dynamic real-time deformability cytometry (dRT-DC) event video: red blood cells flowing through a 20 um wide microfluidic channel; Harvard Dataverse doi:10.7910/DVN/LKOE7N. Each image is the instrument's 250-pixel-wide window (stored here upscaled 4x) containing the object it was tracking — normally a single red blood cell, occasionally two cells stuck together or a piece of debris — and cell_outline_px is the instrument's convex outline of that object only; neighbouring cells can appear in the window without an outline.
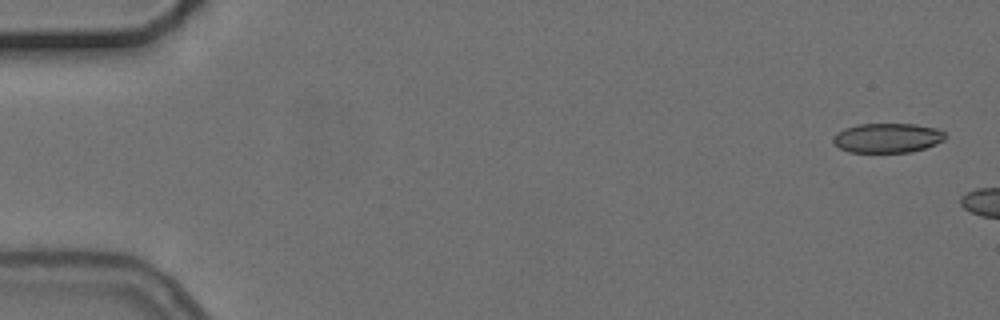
{"species": "common noctule bat (a hibernating species)", "species_latin": "Nyctalus noctula", "temperature_condition": "cold", "stored_images_in_passage": 2, "camera_frame_rate_fps": 3000, "um_per_image_px": 0.085, "animal": {"sex": "female", "body_mass_g": 24.6, "forearm_length_mm": 56.2}, "frame": {"image": 1, "passage_image": 1, "time_ms": 0.0, "image_size_px": [1000, 320], "cell_outline_px": [[948, 136], [944, 140], [936, 144], [912, 152], [848, 152], [840, 148], [832, 140], [832, 136], [836, 132], [844, 128], [856, 124], [916, 124], [936, 128], [944, 132]], "centroid_in_image_um": [75.43, 11.72], "position_along_channel_um": 9.6, "area_um2": 19.48}}